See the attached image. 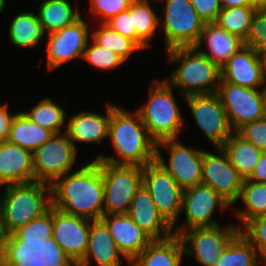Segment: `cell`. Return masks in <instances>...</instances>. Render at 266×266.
Masks as SVG:
<instances>
[{"label":"cell","mask_w":266,"mask_h":266,"mask_svg":"<svg viewBox=\"0 0 266 266\" xmlns=\"http://www.w3.org/2000/svg\"><path fill=\"white\" fill-rule=\"evenodd\" d=\"M4 258L23 260L38 242L51 206V187L43 182L1 187Z\"/></svg>","instance_id":"obj_1"},{"label":"cell","mask_w":266,"mask_h":266,"mask_svg":"<svg viewBox=\"0 0 266 266\" xmlns=\"http://www.w3.org/2000/svg\"><path fill=\"white\" fill-rule=\"evenodd\" d=\"M91 220L50 206L38 242L23 257L25 266H77L86 255Z\"/></svg>","instance_id":"obj_2"},{"label":"cell","mask_w":266,"mask_h":266,"mask_svg":"<svg viewBox=\"0 0 266 266\" xmlns=\"http://www.w3.org/2000/svg\"><path fill=\"white\" fill-rule=\"evenodd\" d=\"M51 205L90 220L104 215V183L100 161L89 160L51 185Z\"/></svg>","instance_id":"obj_3"},{"label":"cell","mask_w":266,"mask_h":266,"mask_svg":"<svg viewBox=\"0 0 266 266\" xmlns=\"http://www.w3.org/2000/svg\"><path fill=\"white\" fill-rule=\"evenodd\" d=\"M110 102L108 139L114 154L99 153L94 159L114 165L144 167L156 160V142L150 137L139 114Z\"/></svg>","instance_id":"obj_4"},{"label":"cell","mask_w":266,"mask_h":266,"mask_svg":"<svg viewBox=\"0 0 266 266\" xmlns=\"http://www.w3.org/2000/svg\"><path fill=\"white\" fill-rule=\"evenodd\" d=\"M168 63L178 64L165 80L181 98L195 94L216 93L221 80V69L194 46L172 48L167 51Z\"/></svg>","instance_id":"obj_5"},{"label":"cell","mask_w":266,"mask_h":266,"mask_svg":"<svg viewBox=\"0 0 266 266\" xmlns=\"http://www.w3.org/2000/svg\"><path fill=\"white\" fill-rule=\"evenodd\" d=\"M152 81L146 102L135 111L156 143L166 139H178L186 123L181 113V106L174 96L175 89L165 78Z\"/></svg>","instance_id":"obj_6"},{"label":"cell","mask_w":266,"mask_h":266,"mask_svg":"<svg viewBox=\"0 0 266 266\" xmlns=\"http://www.w3.org/2000/svg\"><path fill=\"white\" fill-rule=\"evenodd\" d=\"M163 9L159 15V29L163 33L164 50L194 46L204 28L190 0H157ZM162 31V32H161Z\"/></svg>","instance_id":"obj_7"},{"label":"cell","mask_w":266,"mask_h":266,"mask_svg":"<svg viewBox=\"0 0 266 266\" xmlns=\"http://www.w3.org/2000/svg\"><path fill=\"white\" fill-rule=\"evenodd\" d=\"M104 183V215L126 214L142 186V167L100 161Z\"/></svg>","instance_id":"obj_8"},{"label":"cell","mask_w":266,"mask_h":266,"mask_svg":"<svg viewBox=\"0 0 266 266\" xmlns=\"http://www.w3.org/2000/svg\"><path fill=\"white\" fill-rule=\"evenodd\" d=\"M78 152L66 132L53 134L32 152L34 181L51 185L59 177L76 170Z\"/></svg>","instance_id":"obj_9"},{"label":"cell","mask_w":266,"mask_h":266,"mask_svg":"<svg viewBox=\"0 0 266 266\" xmlns=\"http://www.w3.org/2000/svg\"><path fill=\"white\" fill-rule=\"evenodd\" d=\"M168 153V160L162 151ZM204 148L188 147L180 139H166L156 143V160L184 190L201 184ZM167 161V162H166Z\"/></svg>","instance_id":"obj_10"},{"label":"cell","mask_w":266,"mask_h":266,"mask_svg":"<svg viewBox=\"0 0 266 266\" xmlns=\"http://www.w3.org/2000/svg\"><path fill=\"white\" fill-rule=\"evenodd\" d=\"M228 224L185 230L179 236L185 256L194 258L200 266H216L220 254L240 233L236 223Z\"/></svg>","instance_id":"obj_11"},{"label":"cell","mask_w":266,"mask_h":266,"mask_svg":"<svg viewBox=\"0 0 266 266\" xmlns=\"http://www.w3.org/2000/svg\"><path fill=\"white\" fill-rule=\"evenodd\" d=\"M217 94L234 132L266 116V88H248L220 80Z\"/></svg>","instance_id":"obj_12"},{"label":"cell","mask_w":266,"mask_h":266,"mask_svg":"<svg viewBox=\"0 0 266 266\" xmlns=\"http://www.w3.org/2000/svg\"><path fill=\"white\" fill-rule=\"evenodd\" d=\"M231 205L210 186L199 184L183 190L181 213L185 216L184 224L173 227L174 235L180 236L192 228L213 227L220 225L215 220V210L221 213L231 210ZM184 212V213H182Z\"/></svg>","instance_id":"obj_13"},{"label":"cell","mask_w":266,"mask_h":266,"mask_svg":"<svg viewBox=\"0 0 266 266\" xmlns=\"http://www.w3.org/2000/svg\"><path fill=\"white\" fill-rule=\"evenodd\" d=\"M193 116L195 126L214 147H221L234 133L219 95L195 94L183 99Z\"/></svg>","instance_id":"obj_14"},{"label":"cell","mask_w":266,"mask_h":266,"mask_svg":"<svg viewBox=\"0 0 266 266\" xmlns=\"http://www.w3.org/2000/svg\"><path fill=\"white\" fill-rule=\"evenodd\" d=\"M142 186L160 215L173 228L179 222L183 189L157 161L142 167Z\"/></svg>","instance_id":"obj_15"},{"label":"cell","mask_w":266,"mask_h":266,"mask_svg":"<svg viewBox=\"0 0 266 266\" xmlns=\"http://www.w3.org/2000/svg\"><path fill=\"white\" fill-rule=\"evenodd\" d=\"M89 28L91 29V25L81 16L73 24L47 35L45 47L48 71L52 72L66 63L83 58L84 50L91 38Z\"/></svg>","instance_id":"obj_16"},{"label":"cell","mask_w":266,"mask_h":266,"mask_svg":"<svg viewBox=\"0 0 266 266\" xmlns=\"http://www.w3.org/2000/svg\"><path fill=\"white\" fill-rule=\"evenodd\" d=\"M214 151L204 150L202 160L201 184L210 186L231 206L238 201L244 178L231 164L222 147Z\"/></svg>","instance_id":"obj_17"},{"label":"cell","mask_w":266,"mask_h":266,"mask_svg":"<svg viewBox=\"0 0 266 266\" xmlns=\"http://www.w3.org/2000/svg\"><path fill=\"white\" fill-rule=\"evenodd\" d=\"M221 80L248 88H266L260 55L244 45L221 67Z\"/></svg>","instance_id":"obj_18"},{"label":"cell","mask_w":266,"mask_h":266,"mask_svg":"<svg viewBox=\"0 0 266 266\" xmlns=\"http://www.w3.org/2000/svg\"><path fill=\"white\" fill-rule=\"evenodd\" d=\"M79 113L67 115L66 133L78 151V145L85 143L102 145L108 139L110 121V101L106 102L105 114L93 110H80Z\"/></svg>","instance_id":"obj_19"},{"label":"cell","mask_w":266,"mask_h":266,"mask_svg":"<svg viewBox=\"0 0 266 266\" xmlns=\"http://www.w3.org/2000/svg\"><path fill=\"white\" fill-rule=\"evenodd\" d=\"M118 250L130 262L153 240L126 214L103 215Z\"/></svg>","instance_id":"obj_20"},{"label":"cell","mask_w":266,"mask_h":266,"mask_svg":"<svg viewBox=\"0 0 266 266\" xmlns=\"http://www.w3.org/2000/svg\"><path fill=\"white\" fill-rule=\"evenodd\" d=\"M127 214L152 240H165L174 235L173 228L160 215L143 186L136 192Z\"/></svg>","instance_id":"obj_21"},{"label":"cell","mask_w":266,"mask_h":266,"mask_svg":"<svg viewBox=\"0 0 266 266\" xmlns=\"http://www.w3.org/2000/svg\"><path fill=\"white\" fill-rule=\"evenodd\" d=\"M34 181L32 152L16 144L0 142V187Z\"/></svg>","instance_id":"obj_22"},{"label":"cell","mask_w":266,"mask_h":266,"mask_svg":"<svg viewBox=\"0 0 266 266\" xmlns=\"http://www.w3.org/2000/svg\"><path fill=\"white\" fill-rule=\"evenodd\" d=\"M122 258L129 261L118 250L106 224L100 220H91L90 236L86 255L77 266H122Z\"/></svg>","instance_id":"obj_23"},{"label":"cell","mask_w":266,"mask_h":266,"mask_svg":"<svg viewBox=\"0 0 266 266\" xmlns=\"http://www.w3.org/2000/svg\"><path fill=\"white\" fill-rule=\"evenodd\" d=\"M243 46L242 39L228 33L215 22L205 23L194 45L198 51L208 56L219 67Z\"/></svg>","instance_id":"obj_24"},{"label":"cell","mask_w":266,"mask_h":266,"mask_svg":"<svg viewBox=\"0 0 266 266\" xmlns=\"http://www.w3.org/2000/svg\"><path fill=\"white\" fill-rule=\"evenodd\" d=\"M184 257L183 242L173 235L165 240H153L129 266H182Z\"/></svg>","instance_id":"obj_25"},{"label":"cell","mask_w":266,"mask_h":266,"mask_svg":"<svg viewBox=\"0 0 266 266\" xmlns=\"http://www.w3.org/2000/svg\"><path fill=\"white\" fill-rule=\"evenodd\" d=\"M157 0H133L130 3L132 29L136 32V44L144 51L152 48V40L160 33L159 13L151 3Z\"/></svg>","instance_id":"obj_26"},{"label":"cell","mask_w":266,"mask_h":266,"mask_svg":"<svg viewBox=\"0 0 266 266\" xmlns=\"http://www.w3.org/2000/svg\"><path fill=\"white\" fill-rule=\"evenodd\" d=\"M71 0H43L36 11L44 34L60 30L73 24L82 15Z\"/></svg>","instance_id":"obj_27"},{"label":"cell","mask_w":266,"mask_h":266,"mask_svg":"<svg viewBox=\"0 0 266 266\" xmlns=\"http://www.w3.org/2000/svg\"><path fill=\"white\" fill-rule=\"evenodd\" d=\"M9 42L11 46L23 49H36L43 39L45 34L42 31L38 16L33 11H20L16 16H13L8 25Z\"/></svg>","instance_id":"obj_28"},{"label":"cell","mask_w":266,"mask_h":266,"mask_svg":"<svg viewBox=\"0 0 266 266\" xmlns=\"http://www.w3.org/2000/svg\"><path fill=\"white\" fill-rule=\"evenodd\" d=\"M242 202V207L232 206L234 214L240 229L251 219L266 214V183L252 182L244 179L241 192L236 203Z\"/></svg>","instance_id":"obj_29"},{"label":"cell","mask_w":266,"mask_h":266,"mask_svg":"<svg viewBox=\"0 0 266 266\" xmlns=\"http://www.w3.org/2000/svg\"><path fill=\"white\" fill-rule=\"evenodd\" d=\"M47 96L38 100L35 106H31L28 110L22 112L34 123L42 128L50 130L53 134L66 132L67 129V111ZM64 127V128H63Z\"/></svg>","instance_id":"obj_30"},{"label":"cell","mask_w":266,"mask_h":266,"mask_svg":"<svg viewBox=\"0 0 266 266\" xmlns=\"http://www.w3.org/2000/svg\"><path fill=\"white\" fill-rule=\"evenodd\" d=\"M53 133L32 122L21 110L12 120L9 142L33 152L47 142Z\"/></svg>","instance_id":"obj_31"},{"label":"cell","mask_w":266,"mask_h":266,"mask_svg":"<svg viewBox=\"0 0 266 266\" xmlns=\"http://www.w3.org/2000/svg\"><path fill=\"white\" fill-rule=\"evenodd\" d=\"M221 147L226 152L231 164L244 179L252 173L262 154V151L254 144L244 140L236 132Z\"/></svg>","instance_id":"obj_32"},{"label":"cell","mask_w":266,"mask_h":266,"mask_svg":"<svg viewBox=\"0 0 266 266\" xmlns=\"http://www.w3.org/2000/svg\"><path fill=\"white\" fill-rule=\"evenodd\" d=\"M265 264V265H264ZM266 266L257 250L240 232L220 254L216 266Z\"/></svg>","instance_id":"obj_33"},{"label":"cell","mask_w":266,"mask_h":266,"mask_svg":"<svg viewBox=\"0 0 266 266\" xmlns=\"http://www.w3.org/2000/svg\"><path fill=\"white\" fill-rule=\"evenodd\" d=\"M91 32V38L100 46L112 50L122 57L126 62L138 51H143L133 40L111 30L104 23H96Z\"/></svg>","instance_id":"obj_34"},{"label":"cell","mask_w":266,"mask_h":266,"mask_svg":"<svg viewBox=\"0 0 266 266\" xmlns=\"http://www.w3.org/2000/svg\"><path fill=\"white\" fill-rule=\"evenodd\" d=\"M254 11L251 6L222 8L215 23L245 41Z\"/></svg>","instance_id":"obj_35"},{"label":"cell","mask_w":266,"mask_h":266,"mask_svg":"<svg viewBox=\"0 0 266 266\" xmlns=\"http://www.w3.org/2000/svg\"><path fill=\"white\" fill-rule=\"evenodd\" d=\"M82 60L94 69L106 71V73L107 71L121 68L126 63L118 54L100 46L92 38L88 41Z\"/></svg>","instance_id":"obj_36"},{"label":"cell","mask_w":266,"mask_h":266,"mask_svg":"<svg viewBox=\"0 0 266 266\" xmlns=\"http://www.w3.org/2000/svg\"><path fill=\"white\" fill-rule=\"evenodd\" d=\"M240 232L257 250L260 258L266 263V214L249 220Z\"/></svg>","instance_id":"obj_37"},{"label":"cell","mask_w":266,"mask_h":266,"mask_svg":"<svg viewBox=\"0 0 266 266\" xmlns=\"http://www.w3.org/2000/svg\"><path fill=\"white\" fill-rule=\"evenodd\" d=\"M133 0H89V16L94 23H105L111 17L127 10ZM96 19V20H95Z\"/></svg>","instance_id":"obj_38"},{"label":"cell","mask_w":266,"mask_h":266,"mask_svg":"<svg viewBox=\"0 0 266 266\" xmlns=\"http://www.w3.org/2000/svg\"><path fill=\"white\" fill-rule=\"evenodd\" d=\"M236 133L262 152H266V116L243 125Z\"/></svg>","instance_id":"obj_39"},{"label":"cell","mask_w":266,"mask_h":266,"mask_svg":"<svg viewBox=\"0 0 266 266\" xmlns=\"http://www.w3.org/2000/svg\"><path fill=\"white\" fill-rule=\"evenodd\" d=\"M111 30L130 38L136 43V32L132 29V16H130V5L127 10L111 17L105 23Z\"/></svg>","instance_id":"obj_40"},{"label":"cell","mask_w":266,"mask_h":266,"mask_svg":"<svg viewBox=\"0 0 266 266\" xmlns=\"http://www.w3.org/2000/svg\"><path fill=\"white\" fill-rule=\"evenodd\" d=\"M266 29V9L255 10L251 19L250 30L244 45L252 48L264 37Z\"/></svg>","instance_id":"obj_41"},{"label":"cell","mask_w":266,"mask_h":266,"mask_svg":"<svg viewBox=\"0 0 266 266\" xmlns=\"http://www.w3.org/2000/svg\"><path fill=\"white\" fill-rule=\"evenodd\" d=\"M204 23L216 22L222 9L220 0H190Z\"/></svg>","instance_id":"obj_42"},{"label":"cell","mask_w":266,"mask_h":266,"mask_svg":"<svg viewBox=\"0 0 266 266\" xmlns=\"http://www.w3.org/2000/svg\"><path fill=\"white\" fill-rule=\"evenodd\" d=\"M8 102L0 104V142L7 140L10 135L11 123L17 114L9 110Z\"/></svg>","instance_id":"obj_43"},{"label":"cell","mask_w":266,"mask_h":266,"mask_svg":"<svg viewBox=\"0 0 266 266\" xmlns=\"http://www.w3.org/2000/svg\"><path fill=\"white\" fill-rule=\"evenodd\" d=\"M246 180L258 183H266V152H262L259 161Z\"/></svg>","instance_id":"obj_44"},{"label":"cell","mask_w":266,"mask_h":266,"mask_svg":"<svg viewBox=\"0 0 266 266\" xmlns=\"http://www.w3.org/2000/svg\"><path fill=\"white\" fill-rule=\"evenodd\" d=\"M222 8L250 6L248 0H220Z\"/></svg>","instance_id":"obj_45"},{"label":"cell","mask_w":266,"mask_h":266,"mask_svg":"<svg viewBox=\"0 0 266 266\" xmlns=\"http://www.w3.org/2000/svg\"><path fill=\"white\" fill-rule=\"evenodd\" d=\"M0 254L4 257V230H3V221H2L1 187H0Z\"/></svg>","instance_id":"obj_46"},{"label":"cell","mask_w":266,"mask_h":266,"mask_svg":"<svg viewBox=\"0 0 266 266\" xmlns=\"http://www.w3.org/2000/svg\"><path fill=\"white\" fill-rule=\"evenodd\" d=\"M253 48L260 56L266 53V32L264 33V37Z\"/></svg>","instance_id":"obj_47"},{"label":"cell","mask_w":266,"mask_h":266,"mask_svg":"<svg viewBox=\"0 0 266 266\" xmlns=\"http://www.w3.org/2000/svg\"><path fill=\"white\" fill-rule=\"evenodd\" d=\"M249 4L255 10L266 9V0H248Z\"/></svg>","instance_id":"obj_48"},{"label":"cell","mask_w":266,"mask_h":266,"mask_svg":"<svg viewBox=\"0 0 266 266\" xmlns=\"http://www.w3.org/2000/svg\"><path fill=\"white\" fill-rule=\"evenodd\" d=\"M0 266H25L23 260H5Z\"/></svg>","instance_id":"obj_49"},{"label":"cell","mask_w":266,"mask_h":266,"mask_svg":"<svg viewBox=\"0 0 266 266\" xmlns=\"http://www.w3.org/2000/svg\"><path fill=\"white\" fill-rule=\"evenodd\" d=\"M260 57L262 61L263 74H264L265 81H266V53H263Z\"/></svg>","instance_id":"obj_50"},{"label":"cell","mask_w":266,"mask_h":266,"mask_svg":"<svg viewBox=\"0 0 266 266\" xmlns=\"http://www.w3.org/2000/svg\"><path fill=\"white\" fill-rule=\"evenodd\" d=\"M6 0H0V14H3L5 8H6Z\"/></svg>","instance_id":"obj_51"},{"label":"cell","mask_w":266,"mask_h":266,"mask_svg":"<svg viewBox=\"0 0 266 266\" xmlns=\"http://www.w3.org/2000/svg\"><path fill=\"white\" fill-rule=\"evenodd\" d=\"M6 259L4 257H0V264L3 263Z\"/></svg>","instance_id":"obj_52"}]
</instances>
